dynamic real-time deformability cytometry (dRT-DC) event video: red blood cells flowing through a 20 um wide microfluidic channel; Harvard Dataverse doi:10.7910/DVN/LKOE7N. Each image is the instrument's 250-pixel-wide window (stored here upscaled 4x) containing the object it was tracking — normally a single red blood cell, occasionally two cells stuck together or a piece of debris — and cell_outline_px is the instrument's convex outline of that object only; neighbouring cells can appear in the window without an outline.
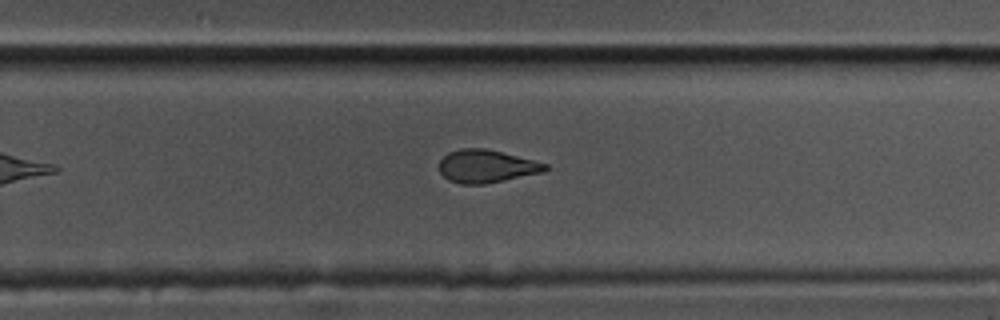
{"species": "common noctule bat (a hibernating species)", "species_latin": "Nyctalus noctula", "temperature_condition": "cold", "stored_images_in_passage": 37, "camera_frame_rate_fps": 3000, "um_per_image_px": 0.085, "animal": {"sex": "male", "body_mass_g": 17.5, "forearm_length_mm": 52.3}, "frame": {"image": 1, "passage_image": 22, "time_ms": 7.0, "image_size_px": [1000, 320], "cell_outline_px": [[548, 168], [540, 172], [504, 180], [484, 184], [460, 184], [448, 180], [440, 172], [440, 160], [448, 152], [460, 148], [484, 148], [548, 164]], "centroid_in_image_um": [41.28, 14.13], "position_along_channel_um": 288.5, "area_um2": 19.94}, "authors_computed_cell_mechanics": {"area_um2": 21.6172, "velocity_mm_per_s": 3.5618, "shape_relaxation_time_tau1_ms": 7.775, "shape_relaxation_time_tau2_ms": 2.9313, "deformation_change_tau1": 0.1849, "deformation_change_tau2": 0.0976}}